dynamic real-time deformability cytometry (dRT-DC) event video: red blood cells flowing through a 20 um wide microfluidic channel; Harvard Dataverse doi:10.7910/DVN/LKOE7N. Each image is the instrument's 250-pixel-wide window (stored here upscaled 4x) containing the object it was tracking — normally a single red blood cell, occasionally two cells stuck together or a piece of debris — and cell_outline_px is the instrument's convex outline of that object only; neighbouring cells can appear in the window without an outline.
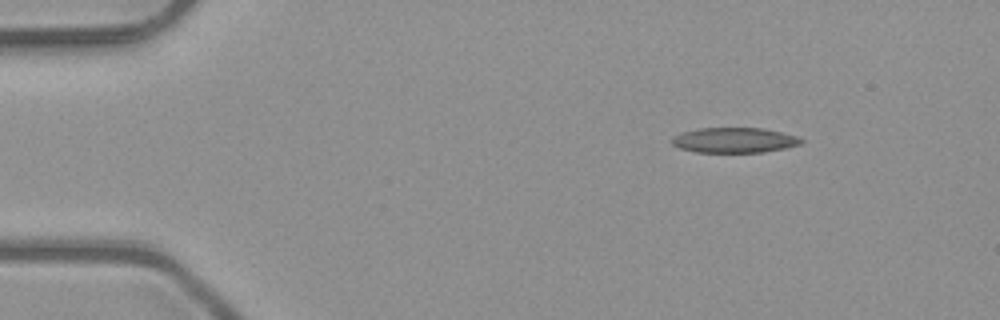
{"species": "common noctule bat (a hibernating species)", "species_latin": "Nyctalus noctula", "temperature_condition": "room temperature", "stored_images_in_passage": 5, "camera_frame_rate_fps": 3000, "um_per_image_px": 0.085, "animal": {"sex": "male", "body_mass_g": 23.1, "forearm_length_mm": 52.7}, "frame": {"image": 1, "passage_image": 2, "time_ms": 0.333, "image_size_px": [1000, 320], "cell_outline_px": [[804, 140], [800, 144], [784, 148], [764, 152], [696, 152], [680, 148], [672, 144], [672, 136], [684, 132], [700, 128], [764, 128], [800, 136]], "centroid_in_image_um": [62.45, 11.91], "position_along_channel_um": 22.5, "area_um2": 18.96}}
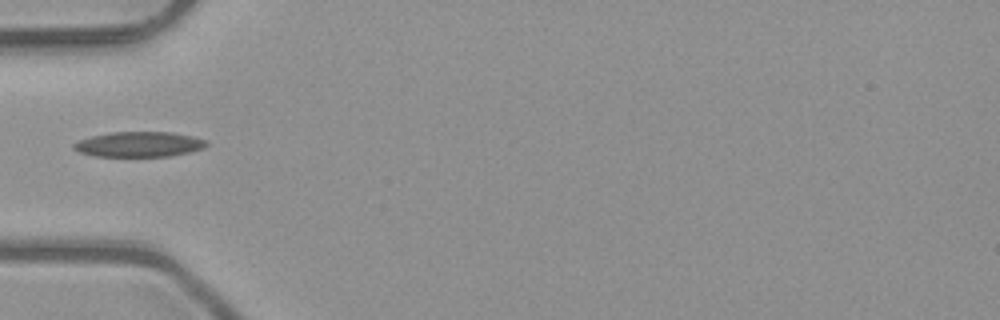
{"frame": {"image": 2, "passage_image": 5, "time_ms": 1.333, "image_size_px": [1000, 320], "cell_outline_px": [[208, 144], [204, 148], [188, 152], [168, 156], [96, 156], [80, 152], [72, 148], [72, 144], [80, 140], [92, 136], [112, 132], [172, 132], [192, 136], [208, 140]], "centroid_in_image_um": [11.84, 12.26], "position_along_channel_um": 73.2, "area_um2": 19.36}}